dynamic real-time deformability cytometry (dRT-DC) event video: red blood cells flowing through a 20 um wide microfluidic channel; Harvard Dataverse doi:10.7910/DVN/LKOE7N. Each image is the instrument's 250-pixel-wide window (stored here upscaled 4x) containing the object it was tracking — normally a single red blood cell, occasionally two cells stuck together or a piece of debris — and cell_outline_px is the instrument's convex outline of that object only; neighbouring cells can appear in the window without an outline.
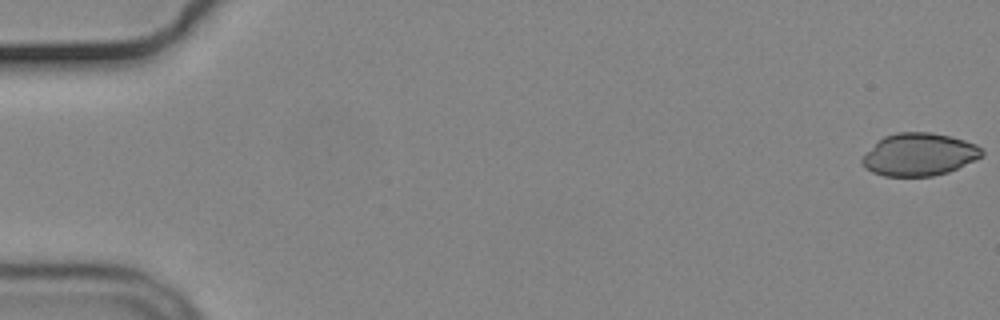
{"species": "common noctule bat (a hibernating species)", "species_latin": "Nyctalus noctula", "temperature_condition": "cold", "stored_images_in_passage": 22, "camera_frame_rate_fps": 3000, "um_per_image_px": 0.085, "animal": {"sex": "male", "body_mass_g": 19.2, "forearm_length_mm": 51.8}, "frame": {"image": 1, "passage_image": 1, "time_ms": 0.0, "image_size_px": [1000, 320], "cell_outline_px": [[984, 156], [976, 160], [948, 172], [932, 176], [884, 176], [872, 172], [860, 160], [884, 136], [896, 132], [932, 132], [964, 140], [976, 144], [984, 152]], "centroid_in_image_um": [78.18, 13.13], "position_along_channel_um": 6.8, "area_um2": 29.42}}